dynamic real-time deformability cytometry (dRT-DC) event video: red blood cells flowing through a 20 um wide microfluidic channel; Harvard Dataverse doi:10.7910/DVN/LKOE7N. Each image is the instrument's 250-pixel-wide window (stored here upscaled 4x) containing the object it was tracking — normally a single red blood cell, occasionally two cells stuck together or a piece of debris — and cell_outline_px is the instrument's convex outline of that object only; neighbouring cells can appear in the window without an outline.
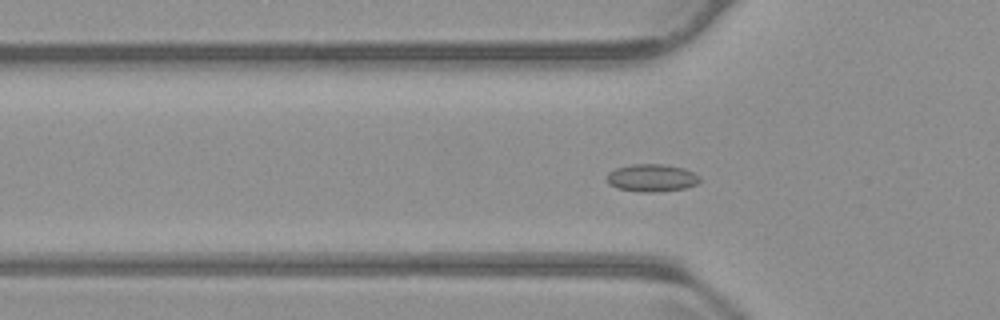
{"species": "common noctule bat (a hibernating species)", "species_latin": "Nyctalus noctula", "temperature_condition": "warm", "stored_images_in_passage": 40, "camera_frame_rate_fps": 3000, "um_per_image_px": 0.085, "animal": {"sex": "male", "body_mass_g": 23.1, "forearm_length_mm": 52.7}, "frame": {"image": 1, "passage_image": 2, "time_ms": 0.333, "image_size_px": [1000, 320], "cell_outline_px": [[700, 180], [696, 184], [684, 188], [652, 192], [640, 192], [616, 188], [608, 184], [608, 172], [616, 168], [632, 164], [664, 164], [684, 168], [700, 176]], "centroid_in_image_um": [55.38, 15.11], "position_along_channel_um": 70.4, "area_um2": 14.85}}
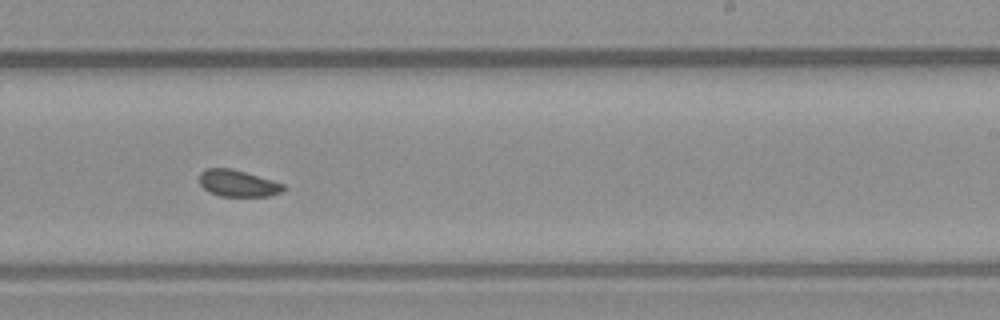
{"frame": {"image": 2, "passage_image": 18, "time_ms": 5.667, "image_size_px": [1000, 320], "cell_outline_px": [[288, 188], [280, 192], [268, 196], [220, 196], [208, 192], [200, 184], [200, 172], [208, 168], [232, 168], [272, 180], [284, 184]], "centroid_in_image_um": [20.22, 15.58], "position_along_channel_um": 268.8, "area_um2": 13.06}}
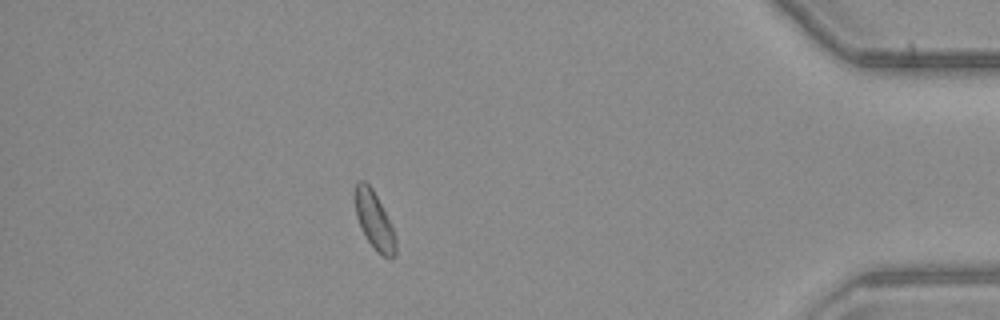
{"frame": {"image": 3, "passage_image": 33, "time_ms": 10.667, "image_size_px": [1000, 320], "cell_outline_px": [[396, 256], [388, 260], [376, 252], [364, 236], [360, 228], [356, 216], [356, 184], [360, 180], [364, 180], [372, 188], [392, 228], [396, 240]], "centroid_in_image_um": [31.82, 18.84], "position_along_channel_um": 403.4, "area_um2": 13.47}, "authors_computed_cell_mechanics": {"area_um2": 13.583, "velocity_mm_per_s": 3.7046, "shape_relaxation_time_tau1_ms": null, "shape_relaxation_time_tau2_ms": 3.9968, "deformation_change_tau1": null, "deformation_change_tau2": 0.074}}